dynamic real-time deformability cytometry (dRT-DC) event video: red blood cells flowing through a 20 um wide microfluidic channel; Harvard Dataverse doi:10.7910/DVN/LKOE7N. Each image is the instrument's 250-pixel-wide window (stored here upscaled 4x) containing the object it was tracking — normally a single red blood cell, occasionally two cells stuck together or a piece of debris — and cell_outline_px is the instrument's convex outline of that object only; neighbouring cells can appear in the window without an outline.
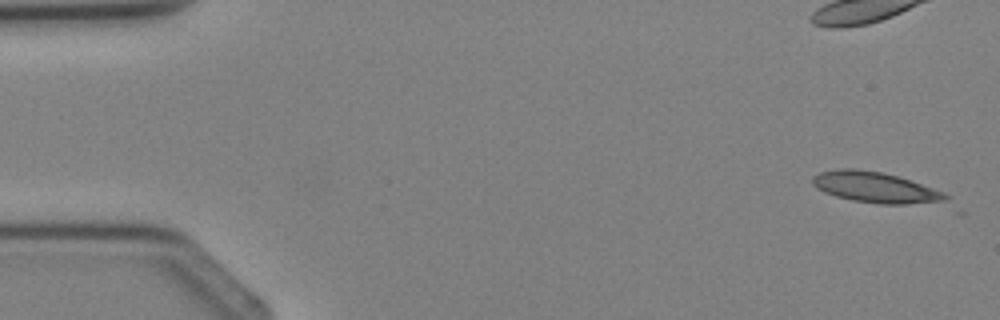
{"species": "Egyptian fruit bat (a non-hibernating species)", "species_latin": "Rousettus aegyptiacus", "temperature_condition": "cold", "stored_images_in_passage": 4, "camera_frame_rate_fps": 3000, "um_per_image_px": 0.085, "animal": {"sex": "female"}, "frame": {"image": 1, "passage_image": 1, "time_ms": 0.0, "image_size_px": [1000, 320], "cell_outline_px": [[964, 216], [960, 216], [852, 200], [836, 196], [824, 192], [816, 188], [812, 184], [812, 176], [820, 172], [840, 168], [856, 168], [884, 172], [944, 192], [952, 196], [964, 212]], "centroid_in_image_um": [75.2, 16.19], "position_along_channel_um": 9.8, "area_um2": 28.38}}